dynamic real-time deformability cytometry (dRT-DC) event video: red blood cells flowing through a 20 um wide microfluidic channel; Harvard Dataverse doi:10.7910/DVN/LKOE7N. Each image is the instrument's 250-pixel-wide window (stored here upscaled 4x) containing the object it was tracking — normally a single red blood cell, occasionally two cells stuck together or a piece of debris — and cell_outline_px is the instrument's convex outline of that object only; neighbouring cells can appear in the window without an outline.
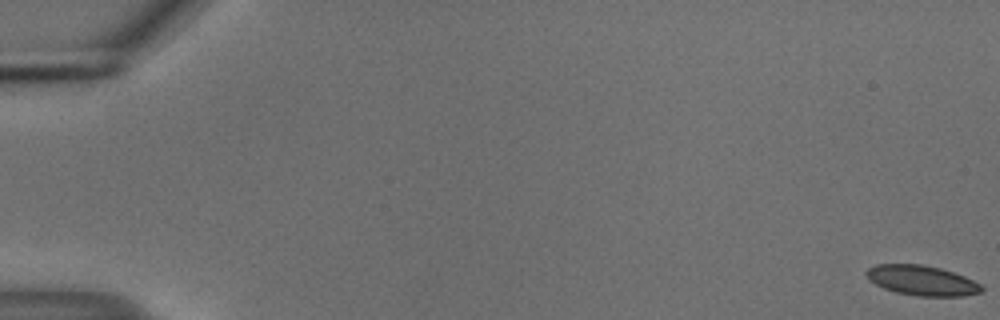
{"species": "common noctule bat (a hibernating species)", "species_latin": "Nyctalus noctula", "temperature_condition": "cold", "stored_images_in_passage": 56, "camera_frame_rate_fps": 3000, "um_per_image_px": 0.085, "animal": {"sex": "male", "body_mass_g": 18.8}, "frame": {"image": 1, "passage_image": 1, "time_ms": 0.0, "image_size_px": [1000, 320], "cell_outline_px": [[984, 292], [964, 296], [916, 296], [896, 292], [884, 288], [868, 280], [864, 272], [868, 268], [876, 264], [920, 264], [940, 268], [964, 276], [980, 284], [984, 288]], "centroid_in_image_um": [78.35, 23.84], "position_along_channel_um": 6.6, "area_um2": 20.23}}
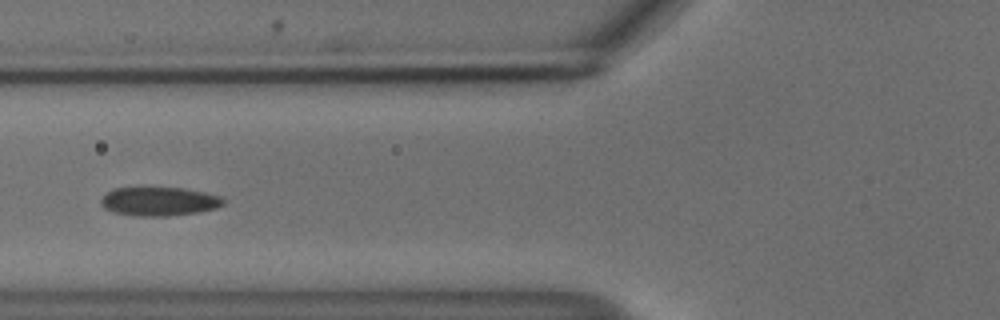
{"frame": {"image": 2, "passage_image": 23, "time_ms": 7.333, "image_size_px": [1000, 320], "cell_outline_px": [[224, 204], [216, 208], [196, 212], [168, 216], [132, 216], [112, 212], [104, 208], [100, 204], [100, 200], [112, 188], [184, 188], [204, 192], [220, 196], [224, 200]], "centroid_in_image_um": [13.49, 17.13], "position_along_channel_um": 112.3, "area_um2": 20.52}}
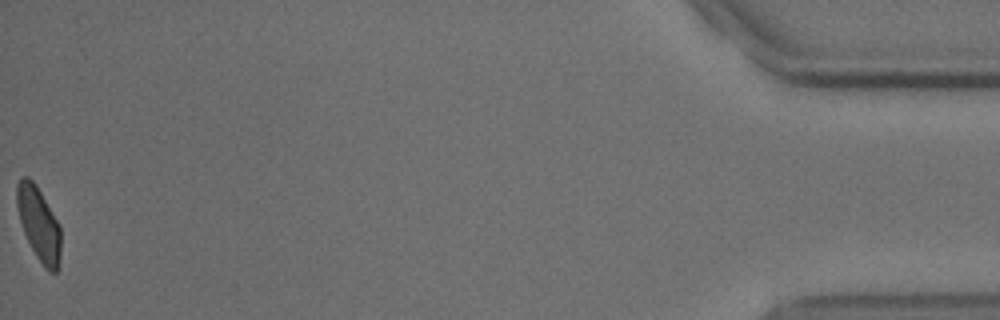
{"frame": {"image": 3, "passage_image": 56, "time_ms": 18.333, "image_size_px": [1000, 320], "cell_outline_px": [[60, 256], [56, 272], [48, 272], [44, 268], [36, 256], [24, 232], [20, 220], [16, 204], [16, 184], [20, 176], [28, 176], [36, 184], [60, 224]], "centroid_in_image_um": [3.29, 18.99], "position_along_channel_um": 431.9, "area_um2": 18.96}, "authors_computed_cell_mechanics": {"area_um2": 20.7502, "velocity_mm_per_s": 3.7234, "shape_relaxation_time_tau1_ms": 5.1566, "shape_relaxation_time_tau2_ms": 1.3506, "deformation_change_tau1": 0.11, "deformation_change_tau2": 0.0646}}